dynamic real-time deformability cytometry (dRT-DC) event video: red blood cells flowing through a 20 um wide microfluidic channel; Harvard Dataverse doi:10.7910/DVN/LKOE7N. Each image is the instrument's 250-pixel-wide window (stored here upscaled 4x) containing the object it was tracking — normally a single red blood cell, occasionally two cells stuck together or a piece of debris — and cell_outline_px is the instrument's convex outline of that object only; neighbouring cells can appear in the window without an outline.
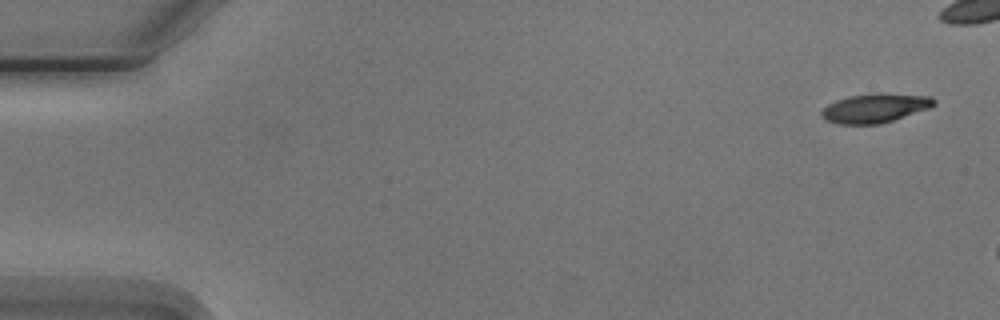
{"species": "Egyptian fruit bat (a non-hibernating species)", "species_latin": "Rousettus aegyptiacus", "temperature_condition": "cold", "stored_images_in_passage": 4, "camera_frame_rate_fps": 3000, "um_per_image_px": 0.085, "animal": {"sex": "male"}, "frame": {"image": 1, "passage_image": 1, "time_ms": 0.0, "image_size_px": [1000, 320], "cell_outline_px": [[936, 104], [928, 108], [880, 124], [836, 124], [820, 116], [820, 112], [828, 104], [836, 100], [848, 96], [876, 92], [880, 92], [932, 96], [936, 100]], "centroid_in_image_um": [74.37, 9.16], "position_along_channel_um": 10.6, "area_um2": 19.19}}